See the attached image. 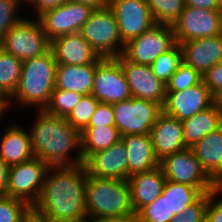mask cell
I'll list each match as a JSON object with an SVG mask.
<instances>
[{
    "label": "cell",
    "mask_w": 222,
    "mask_h": 222,
    "mask_svg": "<svg viewBox=\"0 0 222 222\" xmlns=\"http://www.w3.org/2000/svg\"><path fill=\"white\" fill-rule=\"evenodd\" d=\"M86 177L83 164L49 166L41 195L32 209L52 222H67L87 216Z\"/></svg>",
    "instance_id": "obj_1"
},
{
    "label": "cell",
    "mask_w": 222,
    "mask_h": 222,
    "mask_svg": "<svg viewBox=\"0 0 222 222\" xmlns=\"http://www.w3.org/2000/svg\"><path fill=\"white\" fill-rule=\"evenodd\" d=\"M35 113L29 128L35 157L48 166L84 164L81 131L73 128L65 117L50 115L44 110H35Z\"/></svg>",
    "instance_id": "obj_2"
},
{
    "label": "cell",
    "mask_w": 222,
    "mask_h": 222,
    "mask_svg": "<svg viewBox=\"0 0 222 222\" xmlns=\"http://www.w3.org/2000/svg\"><path fill=\"white\" fill-rule=\"evenodd\" d=\"M86 212L98 222L135 218L128 180L86 177Z\"/></svg>",
    "instance_id": "obj_3"
},
{
    "label": "cell",
    "mask_w": 222,
    "mask_h": 222,
    "mask_svg": "<svg viewBox=\"0 0 222 222\" xmlns=\"http://www.w3.org/2000/svg\"><path fill=\"white\" fill-rule=\"evenodd\" d=\"M57 62L50 49L47 53L24 60L17 89L10 97L14 104L44 110L55 88Z\"/></svg>",
    "instance_id": "obj_4"
},
{
    "label": "cell",
    "mask_w": 222,
    "mask_h": 222,
    "mask_svg": "<svg viewBox=\"0 0 222 222\" xmlns=\"http://www.w3.org/2000/svg\"><path fill=\"white\" fill-rule=\"evenodd\" d=\"M79 33L102 58H117L124 51L125 44L109 6L94 9Z\"/></svg>",
    "instance_id": "obj_5"
},
{
    "label": "cell",
    "mask_w": 222,
    "mask_h": 222,
    "mask_svg": "<svg viewBox=\"0 0 222 222\" xmlns=\"http://www.w3.org/2000/svg\"><path fill=\"white\" fill-rule=\"evenodd\" d=\"M32 17L25 16L0 42V47L4 51L22 61L41 56L51 49V41L41 23L38 18Z\"/></svg>",
    "instance_id": "obj_6"
},
{
    "label": "cell",
    "mask_w": 222,
    "mask_h": 222,
    "mask_svg": "<svg viewBox=\"0 0 222 222\" xmlns=\"http://www.w3.org/2000/svg\"><path fill=\"white\" fill-rule=\"evenodd\" d=\"M115 126L121 137L131 134H150L162 105L149 100L131 97L128 100L112 104Z\"/></svg>",
    "instance_id": "obj_7"
},
{
    "label": "cell",
    "mask_w": 222,
    "mask_h": 222,
    "mask_svg": "<svg viewBox=\"0 0 222 222\" xmlns=\"http://www.w3.org/2000/svg\"><path fill=\"white\" fill-rule=\"evenodd\" d=\"M49 166L41 159H33L9 167L5 195L21 199L31 207L38 201Z\"/></svg>",
    "instance_id": "obj_8"
},
{
    "label": "cell",
    "mask_w": 222,
    "mask_h": 222,
    "mask_svg": "<svg viewBox=\"0 0 222 222\" xmlns=\"http://www.w3.org/2000/svg\"><path fill=\"white\" fill-rule=\"evenodd\" d=\"M166 179L199 188L203 193L212 191L217 184L203 170L191 148L175 152L160 160Z\"/></svg>",
    "instance_id": "obj_9"
},
{
    "label": "cell",
    "mask_w": 222,
    "mask_h": 222,
    "mask_svg": "<svg viewBox=\"0 0 222 222\" xmlns=\"http://www.w3.org/2000/svg\"><path fill=\"white\" fill-rule=\"evenodd\" d=\"M176 44L172 25L155 24L125 44L122 56L130 62L151 65L162 53Z\"/></svg>",
    "instance_id": "obj_10"
},
{
    "label": "cell",
    "mask_w": 222,
    "mask_h": 222,
    "mask_svg": "<svg viewBox=\"0 0 222 222\" xmlns=\"http://www.w3.org/2000/svg\"><path fill=\"white\" fill-rule=\"evenodd\" d=\"M176 43L222 34V10L187 7L172 24Z\"/></svg>",
    "instance_id": "obj_11"
},
{
    "label": "cell",
    "mask_w": 222,
    "mask_h": 222,
    "mask_svg": "<svg viewBox=\"0 0 222 222\" xmlns=\"http://www.w3.org/2000/svg\"><path fill=\"white\" fill-rule=\"evenodd\" d=\"M94 9L84 3L68 0L63 5L47 10L37 18L48 39L79 33Z\"/></svg>",
    "instance_id": "obj_12"
},
{
    "label": "cell",
    "mask_w": 222,
    "mask_h": 222,
    "mask_svg": "<svg viewBox=\"0 0 222 222\" xmlns=\"http://www.w3.org/2000/svg\"><path fill=\"white\" fill-rule=\"evenodd\" d=\"M91 94L99 102L108 104L132 97L122 66L116 58H102L97 63Z\"/></svg>",
    "instance_id": "obj_13"
},
{
    "label": "cell",
    "mask_w": 222,
    "mask_h": 222,
    "mask_svg": "<svg viewBox=\"0 0 222 222\" xmlns=\"http://www.w3.org/2000/svg\"><path fill=\"white\" fill-rule=\"evenodd\" d=\"M109 7L124 44L156 24L146 0H110Z\"/></svg>",
    "instance_id": "obj_14"
},
{
    "label": "cell",
    "mask_w": 222,
    "mask_h": 222,
    "mask_svg": "<svg viewBox=\"0 0 222 222\" xmlns=\"http://www.w3.org/2000/svg\"><path fill=\"white\" fill-rule=\"evenodd\" d=\"M116 59L122 66L131 96L163 106L166 99V84L154 75L150 66L127 61L122 55Z\"/></svg>",
    "instance_id": "obj_15"
},
{
    "label": "cell",
    "mask_w": 222,
    "mask_h": 222,
    "mask_svg": "<svg viewBox=\"0 0 222 222\" xmlns=\"http://www.w3.org/2000/svg\"><path fill=\"white\" fill-rule=\"evenodd\" d=\"M213 103L214 98L202 81L182 91L166 92V99L162 108L165 114L183 121L207 109Z\"/></svg>",
    "instance_id": "obj_16"
},
{
    "label": "cell",
    "mask_w": 222,
    "mask_h": 222,
    "mask_svg": "<svg viewBox=\"0 0 222 222\" xmlns=\"http://www.w3.org/2000/svg\"><path fill=\"white\" fill-rule=\"evenodd\" d=\"M83 165L90 176L128 180L126 145L122 139L107 149L92 153Z\"/></svg>",
    "instance_id": "obj_17"
},
{
    "label": "cell",
    "mask_w": 222,
    "mask_h": 222,
    "mask_svg": "<svg viewBox=\"0 0 222 222\" xmlns=\"http://www.w3.org/2000/svg\"><path fill=\"white\" fill-rule=\"evenodd\" d=\"M182 60L202 76L214 65L222 62V34L180 43Z\"/></svg>",
    "instance_id": "obj_18"
},
{
    "label": "cell",
    "mask_w": 222,
    "mask_h": 222,
    "mask_svg": "<svg viewBox=\"0 0 222 222\" xmlns=\"http://www.w3.org/2000/svg\"><path fill=\"white\" fill-rule=\"evenodd\" d=\"M51 50L57 65L97 64L102 59L80 33L53 39Z\"/></svg>",
    "instance_id": "obj_19"
},
{
    "label": "cell",
    "mask_w": 222,
    "mask_h": 222,
    "mask_svg": "<svg viewBox=\"0 0 222 222\" xmlns=\"http://www.w3.org/2000/svg\"><path fill=\"white\" fill-rule=\"evenodd\" d=\"M156 157L165 156L186 149L183 139L182 121L162 112L150 131Z\"/></svg>",
    "instance_id": "obj_20"
},
{
    "label": "cell",
    "mask_w": 222,
    "mask_h": 222,
    "mask_svg": "<svg viewBox=\"0 0 222 222\" xmlns=\"http://www.w3.org/2000/svg\"><path fill=\"white\" fill-rule=\"evenodd\" d=\"M0 141V158L10 167L27 162L35 157L29 130L18 121L4 127Z\"/></svg>",
    "instance_id": "obj_21"
},
{
    "label": "cell",
    "mask_w": 222,
    "mask_h": 222,
    "mask_svg": "<svg viewBox=\"0 0 222 222\" xmlns=\"http://www.w3.org/2000/svg\"><path fill=\"white\" fill-rule=\"evenodd\" d=\"M121 139L126 145L128 179L134 174L147 172L160 166L150 134L125 135Z\"/></svg>",
    "instance_id": "obj_22"
},
{
    "label": "cell",
    "mask_w": 222,
    "mask_h": 222,
    "mask_svg": "<svg viewBox=\"0 0 222 222\" xmlns=\"http://www.w3.org/2000/svg\"><path fill=\"white\" fill-rule=\"evenodd\" d=\"M166 180L160 166L129 177L131 203L135 214L162 194Z\"/></svg>",
    "instance_id": "obj_23"
},
{
    "label": "cell",
    "mask_w": 222,
    "mask_h": 222,
    "mask_svg": "<svg viewBox=\"0 0 222 222\" xmlns=\"http://www.w3.org/2000/svg\"><path fill=\"white\" fill-rule=\"evenodd\" d=\"M191 149L207 175L222 185V127L204 136Z\"/></svg>",
    "instance_id": "obj_24"
},
{
    "label": "cell",
    "mask_w": 222,
    "mask_h": 222,
    "mask_svg": "<svg viewBox=\"0 0 222 222\" xmlns=\"http://www.w3.org/2000/svg\"><path fill=\"white\" fill-rule=\"evenodd\" d=\"M97 64L57 65L55 88L91 95Z\"/></svg>",
    "instance_id": "obj_25"
},
{
    "label": "cell",
    "mask_w": 222,
    "mask_h": 222,
    "mask_svg": "<svg viewBox=\"0 0 222 222\" xmlns=\"http://www.w3.org/2000/svg\"><path fill=\"white\" fill-rule=\"evenodd\" d=\"M183 139L187 148H191L210 132L222 127V113L213 103L207 109L182 121Z\"/></svg>",
    "instance_id": "obj_26"
},
{
    "label": "cell",
    "mask_w": 222,
    "mask_h": 222,
    "mask_svg": "<svg viewBox=\"0 0 222 222\" xmlns=\"http://www.w3.org/2000/svg\"><path fill=\"white\" fill-rule=\"evenodd\" d=\"M121 139L115 125L87 126L81 132L82 156L84 161L92 154L109 148Z\"/></svg>",
    "instance_id": "obj_27"
},
{
    "label": "cell",
    "mask_w": 222,
    "mask_h": 222,
    "mask_svg": "<svg viewBox=\"0 0 222 222\" xmlns=\"http://www.w3.org/2000/svg\"><path fill=\"white\" fill-rule=\"evenodd\" d=\"M162 194L167 196L169 213L176 216L195 203L204 193L195 186L166 180Z\"/></svg>",
    "instance_id": "obj_28"
},
{
    "label": "cell",
    "mask_w": 222,
    "mask_h": 222,
    "mask_svg": "<svg viewBox=\"0 0 222 222\" xmlns=\"http://www.w3.org/2000/svg\"><path fill=\"white\" fill-rule=\"evenodd\" d=\"M23 61L0 47V88L10 97L20 81Z\"/></svg>",
    "instance_id": "obj_29"
},
{
    "label": "cell",
    "mask_w": 222,
    "mask_h": 222,
    "mask_svg": "<svg viewBox=\"0 0 222 222\" xmlns=\"http://www.w3.org/2000/svg\"><path fill=\"white\" fill-rule=\"evenodd\" d=\"M182 62V50L180 44L176 43L171 49L159 55L150 68L159 80L167 84Z\"/></svg>",
    "instance_id": "obj_30"
},
{
    "label": "cell",
    "mask_w": 222,
    "mask_h": 222,
    "mask_svg": "<svg viewBox=\"0 0 222 222\" xmlns=\"http://www.w3.org/2000/svg\"><path fill=\"white\" fill-rule=\"evenodd\" d=\"M156 24L172 25L185 9L184 0H146Z\"/></svg>",
    "instance_id": "obj_31"
},
{
    "label": "cell",
    "mask_w": 222,
    "mask_h": 222,
    "mask_svg": "<svg viewBox=\"0 0 222 222\" xmlns=\"http://www.w3.org/2000/svg\"><path fill=\"white\" fill-rule=\"evenodd\" d=\"M82 97L78 92L54 89L44 111L50 115L66 117Z\"/></svg>",
    "instance_id": "obj_32"
},
{
    "label": "cell",
    "mask_w": 222,
    "mask_h": 222,
    "mask_svg": "<svg viewBox=\"0 0 222 222\" xmlns=\"http://www.w3.org/2000/svg\"><path fill=\"white\" fill-rule=\"evenodd\" d=\"M98 104L99 101L92 94L83 95L65 119L73 128L82 132L88 126Z\"/></svg>",
    "instance_id": "obj_33"
},
{
    "label": "cell",
    "mask_w": 222,
    "mask_h": 222,
    "mask_svg": "<svg viewBox=\"0 0 222 222\" xmlns=\"http://www.w3.org/2000/svg\"><path fill=\"white\" fill-rule=\"evenodd\" d=\"M175 217L170 214L167 205V196L163 194L152 203L142 207L135 216L136 222H170Z\"/></svg>",
    "instance_id": "obj_34"
},
{
    "label": "cell",
    "mask_w": 222,
    "mask_h": 222,
    "mask_svg": "<svg viewBox=\"0 0 222 222\" xmlns=\"http://www.w3.org/2000/svg\"><path fill=\"white\" fill-rule=\"evenodd\" d=\"M202 81L203 76L198 71L182 62L166 84V92L182 91Z\"/></svg>",
    "instance_id": "obj_35"
},
{
    "label": "cell",
    "mask_w": 222,
    "mask_h": 222,
    "mask_svg": "<svg viewBox=\"0 0 222 222\" xmlns=\"http://www.w3.org/2000/svg\"><path fill=\"white\" fill-rule=\"evenodd\" d=\"M32 207L25 201L0 196V222H22Z\"/></svg>",
    "instance_id": "obj_36"
},
{
    "label": "cell",
    "mask_w": 222,
    "mask_h": 222,
    "mask_svg": "<svg viewBox=\"0 0 222 222\" xmlns=\"http://www.w3.org/2000/svg\"><path fill=\"white\" fill-rule=\"evenodd\" d=\"M19 7L21 8V5L15 0H0V42L9 30L25 17L17 13Z\"/></svg>",
    "instance_id": "obj_37"
},
{
    "label": "cell",
    "mask_w": 222,
    "mask_h": 222,
    "mask_svg": "<svg viewBox=\"0 0 222 222\" xmlns=\"http://www.w3.org/2000/svg\"><path fill=\"white\" fill-rule=\"evenodd\" d=\"M208 207V192L204 193L195 203L173 217L170 222H205Z\"/></svg>",
    "instance_id": "obj_38"
},
{
    "label": "cell",
    "mask_w": 222,
    "mask_h": 222,
    "mask_svg": "<svg viewBox=\"0 0 222 222\" xmlns=\"http://www.w3.org/2000/svg\"><path fill=\"white\" fill-rule=\"evenodd\" d=\"M219 195V197H218ZM222 185H217L208 192V207L205 222H222ZM217 198H219L217 200Z\"/></svg>",
    "instance_id": "obj_39"
},
{
    "label": "cell",
    "mask_w": 222,
    "mask_h": 222,
    "mask_svg": "<svg viewBox=\"0 0 222 222\" xmlns=\"http://www.w3.org/2000/svg\"><path fill=\"white\" fill-rule=\"evenodd\" d=\"M203 82L215 98L222 92V62L208 69L203 75Z\"/></svg>",
    "instance_id": "obj_40"
},
{
    "label": "cell",
    "mask_w": 222,
    "mask_h": 222,
    "mask_svg": "<svg viewBox=\"0 0 222 222\" xmlns=\"http://www.w3.org/2000/svg\"><path fill=\"white\" fill-rule=\"evenodd\" d=\"M112 104L99 102L95 113L90 119L88 126H108L115 125Z\"/></svg>",
    "instance_id": "obj_41"
},
{
    "label": "cell",
    "mask_w": 222,
    "mask_h": 222,
    "mask_svg": "<svg viewBox=\"0 0 222 222\" xmlns=\"http://www.w3.org/2000/svg\"><path fill=\"white\" fill-rule=\"evenodd\" d=\"M67 1L68 0H34L30 8L36 12V15H33L37 18L43 12L63 5Z\"/></svg>",
    "instance_id": "obj_42"
},
{
    "label": "cell",
    "mask_w": 222,
    "mask_h": 222,
    "mask_svg": "<svg viewBox=\"0 0 222 222\" xmlns=\"http://www.w3.org/2000/svg\"><path fill=\"white\" fill-rule=\"evenodd\" d=\"M185 6L209 10H222V0H184Z\"/></svg>",
    "instance_id": "obj_43"
},
{
    "label": "cell",
    "mask_w": 222,
    "mask_h": 222,
    "mask_svg": "<svg viewBox=\"0 0 222 222\" xmlns=\"http://www.w3.org/2000/svg\"><path fill=\"white\" fill-rule=\"evenodd\" d=\"M9 166L0 158V196L5 195Z\"/></svg>",
    "instance_id": "obj_44"
},
{
    "label": "cell",
    "mask_w": 222,
    "mask_h": 222,
    "mask_svg": "<svg viewBox=\"0 0 222 222\" xmlns=\"http://www.w3.org/2000/svg\"><path fill=\"white\" fill-rule=\"evenodd\" d=\"M10 96L0 88V118H4V113L11 109ZM8 109V110H7Z\"/></svg>",
    "instance_id": "obj_45"
},
{
    "label": "cell",
    "mask_w": 222,
    "mask_h": 222,
    "mask_svg": "<svg viewBox=\"0 0 222 222\" xmlns=\"http://www.w3.org/2000/svg\"><path fill=\"white\" fill-rule=\"evenodd\" d=\"M74 2L84 3L91 6L93 9H101L109 6L110 0H71Z\"/></svg>",
    "instance_id": "obj_46"
},
{
    "label": "cell",
    "mask_w": 222,
    "mask_h": 222,
    "mask_svg": "<svg viewBox=\"0 0 222 222\" xmlns=\"http://www.w3.org/2000/svg\"><path fill=\"white\" fill-rule=\"evenodd\" d=\"M22 222H52L44 216L36 213L33 209L24 217Z\"/></svg>",
    "instance_id": "obj_47"
},
{
    "label": "cell",
    "mask_w": 222,
    "mask_h": 222,
    "mask_svg": "<svg viewBox=\"0 0 222 222\" xmlns=\"http://www.w3.org/2000/svg\"><path fill=\"white\" fill-rule=\"evenodd\" d=\"M214 103L216 104L219 111L222 113V92H220L215 98Z\"/></svg>",
    "instance_id": "obj_48"
},
{
    "label": "cell",
    "mask_w": 222,
    "mask_h": 222,
    "mask_svg": "<svg viewBox=\"0 0 222 222\" xmlns=\"http://www.w3.org/2000/svg\"><path fill=\"white\" fill-rule=\"evenodd\" d=\"M67 222H98L96 221L94 218H92L91 216H85L83 218H79V219H75L72 221H67Z\"/></svg>",
    "instance_id": "obj_49"
},
{
    "label": "cell",
    "mask_w": 222,
    "mask_h": 222,
    "mask_svg": "<svg viewBox=\"0 0 222 222\" xmlns=\"http://www.w3.org/2000/svg\"><path fill=\"white\" fill-rule=\"evenodd\" d=\"M15 1H17L21 6L27 4L29 7L32 5L34 0H15Z\"/></svg>",
    "instance_id": "obj_50"
},
{
    "label": "cell",
    "mask_w": 222,
    "mask_h": 222,
    "mask_svg": "<svg viewBox=\"0 0 222 222\" xmlns=\"http://www.w3.org/2000/svg\"><path fill=\"white\" fill-rule=\"evenodd\" d=\"M104 222H130V218L125 220H113V221H104Z\"/></svg>",
    "instance_id": "obj_51"
},
{
    "label": "cell",
    "mask_w": 222,
    "mask_h": 222,
    "mask_svg": "<svg viewBox=\"0 0 222 222\" xmlns=\"http://www.w3.org/2000/svg\"><path fill=\"white\" fill-rule=\"evenodd\" d=\"M130 222H136L135 218H130Z\"/></svg>",
    "instance_id": "obj_52"
}]
</instances>
